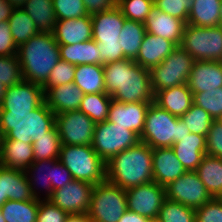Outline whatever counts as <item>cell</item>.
<instances>
[{
	"label": "cell",
	"instance_id": "6da1fadb",
	"mask_svg": "<svg viewBox=\"0 0 222 222\" xmlns=\"http://www.w3.org/2000/svg\"><path fill=\"white\" fill-rule=\"evenodd\" d=\"M105 93L121 103L154 102L150 70L133 59L103 65Z\"/></svg>",
	"mask_w": 222,
	"mask_h": 222
},
{
	"label": "cell",
	"instance_id": "7a4b0ae2",
	"mask_svg": "<svg viewBox=\"0 0 222 222\" xmlns=\"http://www.w3.org/2000/svg\"><path fill=\"white\" fill-rule=\"evenodd\" d=\"M152 148L139 141L106 163V181L124 190L153 182Z\"/></svg>",
	"mask_w": 222,
	"mask_h": 222
},
{
	"label": "cell",
	"instance_id": "3957f363",
	"mask_svg": "<svg viewBox=\"0 0 222 222\" xmlns=\"http://www.w3.org/2000/svg\"><path fill=\"white\" fill-rule=\"evenodd\" d=\"M23 80L43 85L60 61L59 44L50 32H39L17 48Z\"/></svg>",
	"mask_w": 222,
	"mask_h": 222
},
{
	"label": "cell",
	"instance_id": "277c9868",
	"mask_svg": "<svg viewBox=\"0 0 222 222\" xmlns=\"http://www.w3.org/2000/svg\"><path fill=\"white\" fill-rule=\"evenodd\" d=\"M55 126V114L43 102L32 112H0L1 139L32 143Z\"/></svg>",
	"mask_w": 222,
	"mask_h": 222
},
{
	"label": "cell",
	"instance_id": "5b68a950",
	"mask_svg": "<svg viewBox=\"0 0 222 222\" xmlns=\"http://www.w3.org/2000/svg\"><path fill=\"white\" fill-rule=\"evenodd\" d=\"M188 134L190 131L181 118L152 102L148 107L144 129L139 139L152 149L171 148Z\"/></svg>",
	"mask_w": 222,
	"mask_h": 222
},
{
	"label": "cell",
	"instance_id": "8992f818",
	"mask_svg": "<svg viewBox=\"0 0 222 222\" xmlns=\"http://www.w3.org/2000/svg\"><path fill=\"white\" fill-rule=\"evenodd\" d=\"M58 160L69 170L73 180L93 185L106 181V163L92 146L61 145Z\"/></svg>",
	"mask_w": 222,
	"mask_h": 222
},
{
	"label": "cell",
	"instance_id": "52a82bcc",
	"mask_svg": "<svg viewBox=\"0 0 222 222\" xmlns=\"http://www.w3.org/2000/svg\"><path fill=\"white\" fill-rule=\"evenodd\" d=\"M126 211V190L108 181L93 186L87 213L91 222H118Z\"/></svg>",
	"mask_w": 222,
	"mask_h": 222
},
{
	"label": "cell",
	"instance_id": "ba28073f",
	"mask_svg": "<svg viewBox=\"0 0 222 222\" xmlns=\"http://www.w3.org/2000/svg\"><path fill=\"white\" fill-rule=\"evenodd\" d=\"M180 46L195 61L222 62V26L199 27L186 24Z\"/></svg>",
	"mask_w": 222,
	"mask_h": 222
},
{
	"label": "cell",
	"instance_id": "9c48e42d",
	"mask_svg": "<svg viewBox=\"0 0 222 222\" xmlns=\"http://www.w3.org/2000/svg\"><path fill=\"white\" fill-rule=\"evenodd\" d=\"M194 58L181 46H177L159 65L150 69L154 94L158 91L187 84Z\"/></svg>",
	"mask_w": 222,
	"mask_h": 222
},
{
	"label": "cell",
	"instance_id": "30bf717a",
	"mask_svg": "<svg viewBox=\"0 0 222 222\" xmlns=\"http://www.w3.org/2000/svg\"><path fill=\"white\" fill-rule=\"evenodd\" d=\"M139 141V136L134 131L106 120L96 123L92 148L107 163L112 157L136 145Z\"/></svg>",
	"mask_w": 222,
	"mask_h": 222
},
{
	"label": "cell",
	"instance_id": "8fae6325",
	"mask_svg": "<svg viewBox=\"0 0 222 222\" xmlns=\"http://www.w3.org/2000/svg\"><path fill=\"white\" fill-rule=\"evenodd\" d=\"M55 125L62 145L92 146L96 124L80 110L55 115Z\"/></svg>",
	"mask_w": 222,
	"mask_h": 222
},
{
	"label": "cell",
	"instance_id": "7c38bea8",
	"mask_svg": "<svg viewBox=\"0 0 222 222\" xmlns=\"http://www.w3.org/2000/svg\"><path fill=\"white\" fill-rule=\"evenodd\" d=\"M127 210L156 221L166 199V189L156 182H149L126 190Z\"/></svg>",
	"mask_w": 222,
	"mask_h": 222
},
{
	"label": "cell",
	"instance_id": "4fadbf2b",
	"mask_svg": "<svg viewBox=\"0 0 222 222\" xmlns=\"http://www.w3.org/2000/svg\"><path fill=\"white\" fill-rule=\"evenodd\" d=\"M165 189L167 199L193 209L200 208L212 198L195 171H186Z\"/></svg>",
	"mask_w": 222,
	"mask_h": 222
},
{
	"label": "cell",
	"instance_id": "5bb4252c",
	"mask_svg": "<svg viewBox=\"0 0 222 222\" xmlns=\"http://www.w3.org/2000/svg\"><path fill=\"white\" fill-rule=\"evenodd\" d=\"M93 184L72 180L60 189L54 190L48 199L64 210L68 215H84L88 213Z\"/></svg>",
	"mask_w": 222,
	"mask_h": 222
},
{
	"label": "cell",
	"instance_id": "9a60e30c",
	"mask_svg": "<svg viewBox=\"0 0 222 222\" xmlns=\"http://www.w3.org/2000/svg\"><path fill=\"white\" fill-rule=\"evenodd\" d=\"M44 102L42 85L22 80L7 87L0 112H32Z\"/></svg>",
	"mask_w": 222,
	"mask_h": 222
},
{
	"label": "cell",
	"instance_id": "2e32d148",
	"mask_svg": "<svg viewBox=\"0 0 222 222\" xmlns=\"http://www.w3.org/2000/svg\"><path fill=\"white\" fill-rule=\"evenodd\" d=\"M149 105L145 102L121 103L112 99L107 120L140 136Z\"/></svg>",
	"mask_w": 222,
	"mask_h": 222
},
{
	"label": "cell",
	"instance_id": "e0dca14e",
	"mask_svg": "<svg viewBox=\"0 0 222 222\" xmlns=\"http://www.w3.org/2000/svg\"><path fill=\"white\" fill-rule=\"evenodd\" d=\"M185 25L183 20L171 16L155 6L150 10L144 22L146 32L167 39L176 46H180L182 43Z\"/></svg>",
	"mask_w": 222,
	"mask_h": 222
},
{
	"label": "cell",
	"instance_id": "ac0fdd59",
	"mask_svg": "<svg viewBox=\"0 0 222 222\" xmlns=\"http://www.w3.org/2000/svg\"><path fill=\"white\" fill-rule=\"evenodd\" d=\"M93 35L92 39L99 43H120L119 37L126 18L121 9L116 6L91 16Z\"/></svg>",
	"mask_w": 222,
	"mask_h": 222
},
{
	"label": "cell",
	"instance_id": "d6986e66",
	"mask_svg": "<svg viewBox=\"0 0 222 222\" xmlns=\"http://www.w3.org/2000/svg\"><path fill=\"white\" fill-rule=\"evenodd\" d=\"M43 90L44 102L55 115L79 110L84 96L83 91L73 82L55 87H43Z\"/></svg>",
	"mask_w": 222,
	"mask_h": 222
},
{
	"label": "cell",
	"instance_id": "ffe728a7",
	"mask_svg": "<svg viewBox=\"0 0 222 222\" xmlns=\"http://www.w3.org/2000/svg\"><path fill=\"white\" fill-rule=\"evenodd\" d=\"M25 171L6 168L0 165V207L7 200H33Z\"/></svg>",
	"mask_w": 222,
	"mask_h": 222
},
{
	"label": "cell",
	"instance_id": "44dd1931",
	"mask_svg": "<svg viewBox=\"0 0 222 222\" xmlns=\"http://www.w3.org/2000/svg\"><path fill=\"white\" fill-rule=\"evenodd\" d=\"M187 84L192 94L222 87V62L194 61Z\"/></svg>",
	"mask_w": 222,
	"mask_h": 222
},
{
	"label": "cell",
	"instance_id": "7402d4cb",
	"mask_svg": "<svg viewBox=\"0 0 222 222\" xmlns=\"http://www.w3.org/2000/svg\"><path fill=\"white\" fill-rule=\"evenodd\" d=\"M152 160L153 181L163 187L186 172L172 148L152 149Z\"/></svg>",
	"mask_w": 222,
	"mask_h": 222
},
{
	"label": "cell",
	"instance_id": "603a6c76",
	"mask_svg": "<svg viewBox=\"0 0 222 222\" xmlns=\"http://www.w3.org/2000/svg\"><path fill=\"white\" fill-rule=\"evenodd\" d=\"M52 34L59 45H72L92 40L91 16L86 15L76 19L57 20Z\"/></svg>",
	"mask_w": 222,
	"mask_h": 222
},
{
	"label": "cell",
	"instance_id": "cb8c5ba5",
	"mask_svg": "<svg viewBox=\"0 0 222 222\" xmlns=\"http://www.w3.org/2000/svg\"><path fill=\"white\" fill-rule=\"evenodd\" d=\"M176 47L173 42L146 32L134 61L150 70L159 65Z\"/></svg>",
	"mask_w": 222,
	"mask_h": 222
},
{
	"label": "cell",
	"instance_id": "d4e9b609",
	"mask_svg": "<svg viewBox=\"0 0 222 222\" xmlns=\"http://www.w3.org/2000/svg\"><path fill=\"white\" fill-rule=\"evenodd\" d=\"M33 162L34 152L32 143H24L14 139H1V166L26 171Z\"/></svg>",
	"mask_w": 222,
	"mask_h": 222
},
{
	"label": "cell",
	"instance_id": "484cf974",
	"mask_svg": "<svg viewBox=\"0 0 222 222\" xmlns=\"http://www.w3.org/2000/svg\"><path fill=\"white\" fill-rule=\"evenodd\" d=\"M171 148L186 171H195L206 154V136L190 133Z\"/></svg>",
	"mask_w": 222,
	"mask_h": 222
},
{
	"label": "cell",
	"instance_id": "4316f807",
	"mask_svg": "<svg viewBox=\"0 0 222 222\" xmlns=\"http://www.w3.org/2000/svg\"><path fill=\"white\" fill-rule=\"evenodd\" d=\"M154 103L180 118L193 104V94L188 84H181L156 92L154 94Z\"/></svg>",
	"mask_w": 222,
	"mask_h": 222
},
{
	"label": "cell",
	"instance_id": "83f0119b",
	"mask_svg": "<svg viewBox=\"0 0 222 222\" xmlns=\"http://www.w3.org/2000/svg\"><path fill=\"white\" fill-rule=\"evenodd\" d=\"M60 60L71 64H97L100 65V51L97 42L87 40L72 45H59Z\"/></svg>",
	"mask_w": 222,
	"mask_h": 222
},
{
	"label": "cell",
	"instance_id": "f1b7e54d",
	"mask_svg": "<svg viewBox=\"0 0 222 222\" xmlns=\"http://www.w3.org/2000/svg\"><path fill=\"white\" fill-rule=\"evenodd\" d=\"M212 198H222V159L204 155L195 170Z\"/></svg>",
	"mask_w": 222,
	"mask_h": 222
},
{
	"label": "cell",
	"instance_id": "f546056e",
	"mask_svg": "<svg viewBox=\"0 0 222 222\" xmlns=\"http://www.w3.org/2000/svg\"><path fill=\"white\" fill-rule=\"evenodd\" d=\"M73 83L78 86L84 94L105 93L103 65H77Z\"/></svg>",
	"mask_w": 222,
	"mask_h": 222
},
{
	"label": "cell",
	"instance_id": "4dcf8cb0",
	"mask_svg": "<svg viewBox=\"0 0 222 222\" xmlns=\"http://www.w3.org/2000/svg\"><path fill=\"white\" fill-rule=\"evenodd\" d=\"M222 0H194L187 24L199 27L218 26Z\"/></svg>",
	"mask_w": 222,
	"mask_h": 222
},
{
	"label": "cell",
	"instance_id": "1f68e13d",
	"mask_svg": "<svg viewBox=\"0 0 222 222\" xmlns=\"http://www.w3.org/2000/svg\"><path fill=\"white\" fill-rule=\"evenodd\" d=\"M57 161H58V159L34 161L28 167V169L25 171V174H26L28 182H29L31 193L34 198L39 199V200L41 199V197H40L41 194H40L39 190L37 192L36 189L38 188L37 184L39 185L42 181H44V183H42L41 186L46 190L45 191L46 197H43V198L47 200L52 196V194H53V187L51 184L52 167ZM39 173H41V174H39Z\"/></svg>",
	"mask_w": 222,
	"mask_h": 222
},
{
	"label": "cell",
	"instance_id": "d6a6232c",
	"mask_svg": "<svg viewBox=\"0 0 222 222\" xmlns=\"http://www.w3.org/2000/svg\"><path fill=\"white\" fill-rule=\"evenodd\" d=\"M40 32H53L56 16L53 9V0H28L22 8Z\"/></svg>",
	"mask_w": 222,
	"mask_h": 222
},
{
	"label": "cell",
	"instance_id": "836d02e7",
	"mask_svg": "<svg viewBox=\"0 0 222 222\" xmlns=\"http://www.w3.org/2000/svg\"><path fill=\"white\" fill-rule=\"evenodd\" d=\"M146 34L144 23L126 19L121 29L119 44L125 59H135Z\"/></svg>",
	"mask_w": 222,
	"mask_h": 222
},
{
	"label": "cell",
	"instance_id": "e575fe53",
	"mask_svg": "<svg viewBox=\"0 0 222 222\" xmlns=\"http://www.w3.org/2000/svg\"><path fill=\"white\" fill-rule=\"evenodd\" d=\"M39 208V199L29 201L7 200L0 207L6 222H36Z\"/></svg>",
	"mask_w": 222,
	"mask_h": 222
},
{
	"label": "cell",
	"instance_id": "d590c367",
	"mask_svg": "<svg viewBox=\"0 0 222 222\" xmlns=\"http://www.w3.org/2000/svg\"><path fill=\"white\" fill-rule=\"evenodd\" d=\"M8 24L17 48L40 32L33 20L22 8L13 9Z\"/></svg>",
	"mask_w": 222,
	"mask_h": 222
},
{
	"label": "cell",
	"instance_id": "8d00e7d4",
	"mask_svg": "<svg viewBox=\"0 0 222 222\" xmlns=\"http://www.w3.org/2000/svg\"><path fill=\"white\" fill-rule=\"evenodd\" d=\"M111 101V96L106 93L84 94L79 110L95 124L105 122Z\"/></svg>",
	"mask_w": 222,
	"mask_h": 222
},
{
	"label": "cell",
	"instance_id": "74e56055",
	"mask_svg": "<svg viewBox=\"0 0 222 222\" xmlns=\"http://www.w3.org/2000/svg\"><path fill=\"white\" fill-rule=\"evenodd\" d=\"M61 145V139L55 125L45 136L32 142L34 161L58 159Z\"/></svg>",
	"mask_w": 222,
	"mask_h": 222
},
{
	"label": "cell",
	"instance_id": "f35d334b",
	"mask_svg": "<svg viewBox=\"0 0 222 222\" xmlns=\"http://www.w3.org/2000/svg\"><path fill=\"white\" fill-rule=\"evenodd\" d=\"M155 222H196L195 209L166 198Z\"/></svg>",
	"mask_w": 222,
	"mask_h": 222
},
{
	"label": "cell",
	"instance_id": "ab89813d",
	"mask_svg": "<svg viewBox=\"0 0 222 222\" xmlns=\"http://www.w3.org/2000/svg\"><path fill=\"white\" fill-rule=\"evenodd\" d=\"M189 129L190 133L208 135V131L213 122L212 117L200 106L191 105L190 109L180 117Z\"/></svg>",
	"mask_w": 222,
	"mask_h": 222
},
{
	"label": "cell",
	"instance_id": "60d3db41",
	"mask_svg": "<svg viewBox=\"0 0 222 222\" xmlns=\"http://www.w3.org/2000/svg\"><path fill=\"white\" fill-rule=\"evenodd\" d=\"M193 103L200 106L213 120L222 117V87L193 94Z\"/></svg>",
	"mask_w": 222,
	"mask_h": 222
},
{
	"label": "cell",
	"instance_id": "b9f144b4",
	"mask_svg": "<svg viewBox=\"0 0 222 222\" xmlns=\"http://www.w3.org/2000/svg\"><path fill=\"white\" fill-rule=\"evenodd\" d=\"M117 6L126 19L144 23L154 6V0H118Z\"/></svg>",
	"mask_w": 222,
	"mask_h": 222
},
{
	"label": "cell",
	"instance_id": "7bdbcfd3",
	"mask_svg": "<svg viewBox=\"0 0 222 222\" xmlns=\"http://www.w3.org/2000/svg\"><path fill=\"white\" fill-rule=\"evenodd\" d=\"M23 80L17 54L0 56V83L11 87Z\"/></svg>",
	"mask_w": 222,
	"mask_h": 222
},
{
	"label": "cell",
	"instance_id": "ee69618b",
	"mask_svg": "<svg viewBox=\"0 0 222 222\" xmlns=\"http://www.w3.org/2000/svg\"><path fill=\"white\" fill-rule=\"evenodd\" d=\"M57 20L76 19L88 15L83 0H53Z\"/></svg>",
	"mask_w": 222,
	"mask_h": 222
},
{
	"label": "cell",
	"instance_id": "f6af8a7d",
	"mask_svg": "<svg viewBox=\"0 0 222 222\" xmlns=\"http://www.w3.org/2000/svg\"><path fill=\"white\" fill-rule=\"evenodd\" d=\"M194 0H154V6L187 24L188 14Z\"/></svg>",
	"mask_w": 222,
	"mask_h": 222
},
{
	"label": "cell",
	"instance_id": "bcb514c9",
	"mask_svg": "<svg viewBox=\"0 0 222 222\" xmlns=\"http://www.w3.org/2000/svg\"><path fill=\"white\" fill-rule=\"evenodd\" d=\"M76 66L60 60L49 74L47 81L42 87H55L74 81Z\"/></svg>",
	"mask_w": 222,
	"mask_h": 222
},
{
	"label": "cell",
	"instance_id": "7dc6e473",
	"mask_svg": "<svg viewBox=\"0 0 222 222\" xmlns=\"http://www.w3.org/2000/svg\"><path fill=\"white\" fill-rule=\"evenodd\" d=\"M196 222H222V198H211L195 209Z\"/></svg>",
	"mask_w": 222,
	"mask_h": 222
},
{
	"label": "cell",
	"instance_id": "c3c4849f",
	"mask_svg": "<svg viewBox=\"0 0 222 222\" xmlns=\"http://www.w3.org/2000/svg\"><path fill=\"white\" fill-rule=\"evenodd\" d=\"M68 214L50 200L40 199L36 222H64Z\"/></svg>",
	"mask_w": 222,
	"mask_h": 222
},
{
	"label": "cell",
	"instance_id": "681fc988",
	"mask_svg": "<svg viewBox=\"0 0 222 222\" xmlns=\"http://www.w3.org/2000/svg\"><path fill=\"white\" fill-rule=\"evenodd\" d=\"M206 155L222 159V121L213 120L206 136Z\"/></svg>",
	"mask_w": 222,
	"mask_h": 222
},
{
	"label": "cell",
	"instance_id": "f907efd6",
	"mask_svg": "<svg viewBox=\"0 0 222 222\" xmlns=\"http://www.w3.org/2000/svg\"><path fill=\"white\" fill-rule=\"evenodd\" d=\"M100 51V65L125 59L121 45L118 43H97Z\"/></svg>",
	"mask_w": 222,
	"mask_h": 222
},
{
	"label": "cell",
	"instance_id": "816d5d0a",
	"mask_svg": "<svg viewBox=\"0 0 222 222\" xmlns=\"http://www.w3.org/2000/svg\"><path fill=\"white\" fill-rule=\"evenodd\" d=\"M17 54V46L15 45L11 29L8 21L0 23V56H9Z\"/></svg>",
	"mask_w": 222,
	"mask_h": 222
},
{
	"label": "cell",
	"instance_id": "f5cc1de1",
	"mask_svg": "<svg viewBox=\"0 0 222 222\" xmlns=\"http://www.w3.org/2000/svg\"><path fill=\"white\" fill-rule=\"evenodd\" d=\"M72 180L73 177L69 170L58 160L52 167L51 184L53 191L62 188Z\"/></svg>",
	"mask_w": 222,
	"mask_h": 222
},
{
	"label": "cell",
	"instance_id": "db71d44e",
	"mask_svg": "<svg viewBox=\"0 0 222 222\" xmlns=\"http://www.w3.org/2000/svg\"><path fill=\"white\" fill-rule=\"evenodd\" d=\"M118 0H83L89 16L111 10L117 6Z\"/></svg>",
	"mask_w": 222,
	"mask_h": 222
},
{
	"label": "cell",
	"instance_id": "11a10c76",
	"mask_svg": "<svg viewBox=\"0 0 222 222\" xmlns=\"http://www.w3.org/2000/svg\"><path fill=\"white\" fill-rule=\"evenodd\" d=\"M118 222H153L147 217L141 216L135 212L127 210Z\"/></svg>",
	"mask_w": 222,
	"mask_h": 222
},
{
	"label": "cell",
	"instance_id": "9f6ffc18",
	"mask_svg": "<svg viewBox=\"0 0 222 222\" xmlns=\"http://www.w3.org/2000/svg\"><path fill=\"white\" fill-rule=\"evenodd\" d=\"M13 9L7 0H0V23L9 20Z\"/></svg>",
	"mask_w": 222,
	"mask_h": 222
},
{
	"label": "cell",
	"instance_id": "6f0895ef",
	"mask_svg": "<svg viewBox=\"0 0 222 222\" xmlns=\"http://www.w3.org/2000/svg\"><path fill=\"white\" fill-rule=\"evenodd\" d=\"M64 222H91L87 214L84 215H69Z\"/></svg>",
	"mask_w": 222,
	"mask_h": 222
},
{
	"label": "cell",
	"instance_id": "680465c9",
	"mask_svg": "<svg viewBox=\"0 0 222 222\" xmlns=\"http://www.w3.org/2000/svg\"><path fill=\"white\" fill-rule=\"evenodd\" d=\"M7 1L14 9H18V8H23V6L28 0H7Z\"/></svg>",
	"mask_w": 222,
	"mask_h": 222
},
{
	"label": "cell",
	"instance_id": "91938a15",
	"mask_svg": "<svg viewBox=\"0 0 222 222\" xmlns=\"http://www.w3.org/2000/svg\"><path fill=\"white\" fill-rule=\"evenodd\" d=\"M6 91L7 87L4 84L0 83V106L2 105Z\"/></svg>",
	"mask_w": 222,
	"mask_h": 222
},
{
	"label": "cell",
	"instance_id": "94428289",
	"mask_svg": "<svg viewBox=\"0 0 222 222\" xmlns=\"http://www.w3.org/2000/svg\"><path fill=\"white\" fill-rule=\"evenodd\" d=\"M219 25L222 26V3H221V9H220V20Z\"/></svg>",
	"mask_w": 222,
	"mask_h": 222
},
{
	"label": "cell",
	"instance_id": "6125c7cd",
	"mask_svg": "<svg viewBox=\"0 0 222 222\" xmlns=\"http://www.w3.org/2000/svg\"><path fill=\"white\" fill-rule=\"evenodd\" d=\"M0 222H6L1 212H0Z\"/></svg>",
	"mask_w": 222,
	"mask_h": 222
}]
</instances>
